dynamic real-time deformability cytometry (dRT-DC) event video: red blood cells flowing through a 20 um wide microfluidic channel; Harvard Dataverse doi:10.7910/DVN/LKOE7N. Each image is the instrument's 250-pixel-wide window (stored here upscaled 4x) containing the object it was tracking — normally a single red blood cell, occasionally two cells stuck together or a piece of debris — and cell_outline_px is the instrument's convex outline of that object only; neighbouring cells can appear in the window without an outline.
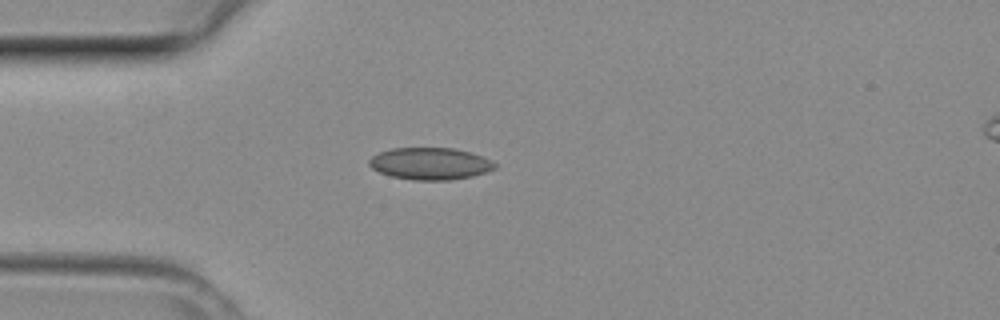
{"species": "common noctule bat (a hibernating species)", "species_latin": "Nyctalus noctula", "temperature_condition": "room temperature", "stored_images_in_passage": 33, "camera_frame_rate_fps": 3000, "um_per_image_px": 0.085, "animal": {"sex": "female", "body_mass_g": 29.2, "forearm_length_mm": 56.3}, "frame": {"image": 1, "passage_image": 4, "time_ms": 1.0, "image_size_px": [1000, 320], "cell_outline_px": [[496, 168], [472, 176], [448, 180], [412, 180], [392, 176], [380, 172], [372, 168], [368, 164], [368, 160], [372, 156], [380, 152], [392, 148], [452, 148], [468, 152], [492, 160], [496, 164]], "centroid_in_image_um": [36.54, 13.91], "position_along_channel_um": 48.5, "area_um2": 23.24}}
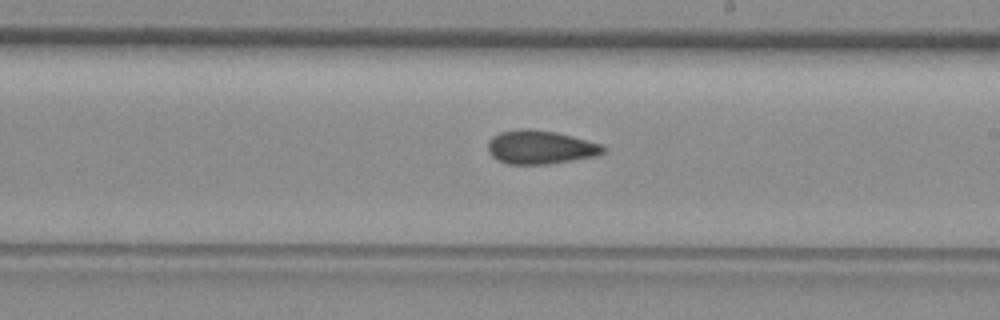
{"frame": {"image": 2, "passage_image": 17, "time_ms": 5.333, "image_size_px": [1000, 320], "cell_outline_px": [[608, 148], [604, 152], [596, 156], [548, 164], [508, 164], [492, 156], [488, 152], [488, 140], [492, 136], [500, 132], [520, 128], [532, 128], [556, 132], [572, 136], [600, 144]], "centroid_in_image_um": [45.92, 12.5], "position_along_channel_um": 243.1, "area_um2": 22.66}}
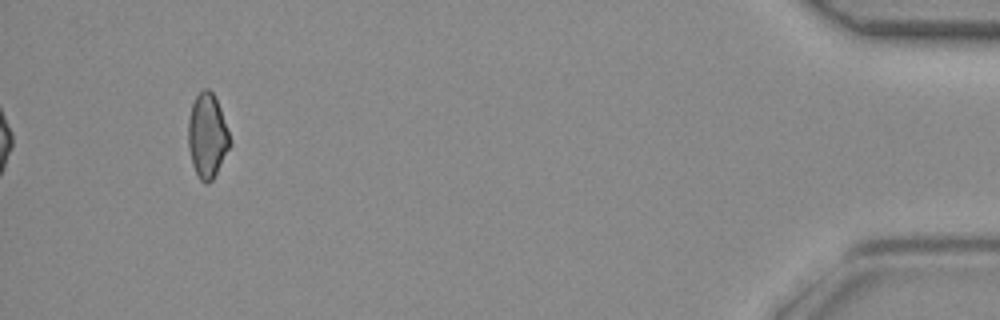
{"frame": {"image": 3, "passage_image": 33, "time_ms": 10.667, "image_size_px": [1000, 320], "cell_outline_px": [[232, 144], [212, 180], [208, 184], [204, 184], [200, 180], [192, 164], [188, 148], [188, 120], [192, 104], [196, 96], [204, 88], [208, 88], [212, 92], [220, 108]], "centroid_in_image_um": [17.61, 11.56], "position_along_channel_um": 417.6, "area_um2": 20.4}}